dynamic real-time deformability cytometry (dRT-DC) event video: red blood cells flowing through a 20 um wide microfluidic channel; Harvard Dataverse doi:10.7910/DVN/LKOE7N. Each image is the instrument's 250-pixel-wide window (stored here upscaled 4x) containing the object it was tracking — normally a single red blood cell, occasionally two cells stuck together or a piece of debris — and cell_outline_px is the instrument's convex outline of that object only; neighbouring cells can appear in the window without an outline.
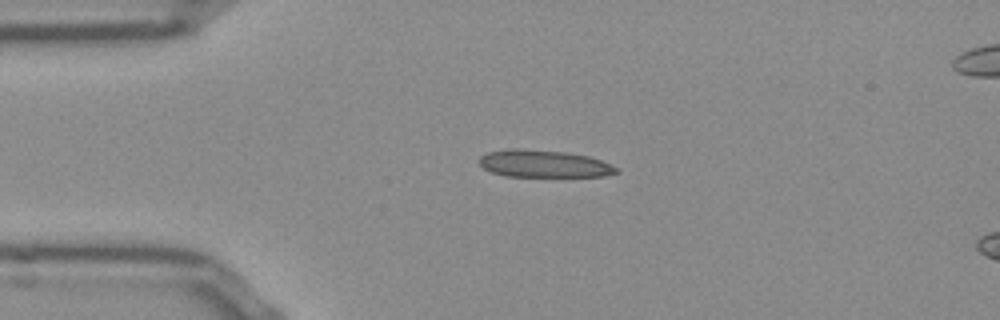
{"species": "Egyptian fruit bat (a non-hibernating species)", "species_latin": "Rousettus aegyptiacus", "temperature_condition": "room temperature", "stored_images_in_passage": 41, "camera_frame_rate_fps": 3000, "um_per_image_px": 0.085, "frame": {"image": 1, "passage_image": 1, "time_ms": 0.0, "image_size_px": [1000, 320], "cell_outline_px": [[620, 172], [604, 176], [508, 176], [492, 172], [484, 168], [476, 160], [480, 156], [488, 152], [508, 148], [520, 148], [564, 152], [588, 156], [600, 160], [616, 168]], "centroid_in_image_um": [46.17, 13.91], "position_along_channel_um": 38.8, "area_um2": 21.68}}
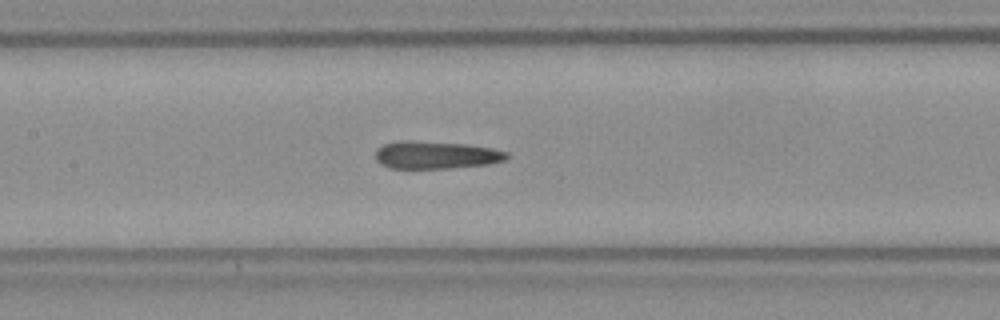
{"frame": {"image": 2, "passage_image": 13, "time_ms": 4.0, "image_size_px": [1000, 320], "cell_outline_px": [[508, 156], [504, 160], [488, 164], [448, 168], [392, 168], [380, 164], [376, 160], [376, 148], [384, 144], [400, 140], [412, 140], [468, 144], [492, 148], [508, 152]], "centroid_in_image_um": [37.03, 13.16], "position_along_channel_um": 170.4, "area_um2": 21.21}}
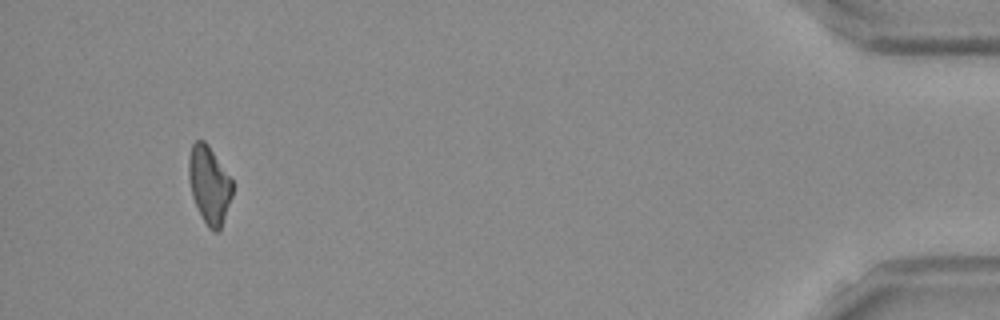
{"frame": {"image": 3, "passage_image": 38, "time_ms": 12.333, "image_size_px": [1000, 320], "cell_outline_px": [[232, 196], [220, 228], [216, 232], [208, 228], [192, 196], [188, 176], [188, 156], [192, 144], [196, 140], [204, 140], [208, 144], [232, 180]], "centroid_in_image_um": [17.76, 15.66], "position_along_channel_um": 417.4, "area_um2": 19.48}, "authors_computed_cell_mechanics": {"area_um2": 21.097, "velocity_mm_per_s": 3.8908, "shape_relaxation_time_tau1_ms": null, "shape_relaxation_time_tau2_ms": 3.7295, "deformation_change_tau1": null, "deformation_change_tau2": 0.1533}}